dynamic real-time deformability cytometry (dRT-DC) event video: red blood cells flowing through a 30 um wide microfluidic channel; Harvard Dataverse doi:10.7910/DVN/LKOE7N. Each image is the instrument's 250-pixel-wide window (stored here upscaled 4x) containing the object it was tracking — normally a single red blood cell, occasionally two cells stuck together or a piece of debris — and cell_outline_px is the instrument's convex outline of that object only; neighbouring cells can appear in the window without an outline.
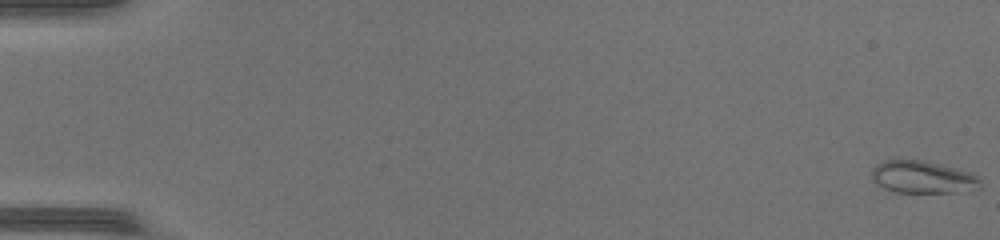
{"species": "common noctule bat (a hibernating species)", "species_latin": "Nyctalus noctula", "temperature_condition": "warm", "stored_images_in_passage": 49, "camera_frame_rate_fps": 3000, "um_per_image_px": 0.085, "animal": {"sex": "female", "body_mass_g": 17.0, "forearm_length_mm": 48.0}, "frame": {"image": 1, "passage_image": 1, "time_ms": 0.0, "image_size_px": [1000, 240], "cell_outline_px": [[980, 188], [956, 192], [896, 192], [884, 188], [876, 184], [872, 176], [872, 168], [876, 164], [884, 160], [916, 160], [968, 172], [980, 176]], "centroid_in_image_um": [78.39, 15.07], "position_along_channel_um": 6.6, "area_um2": 20.0}}
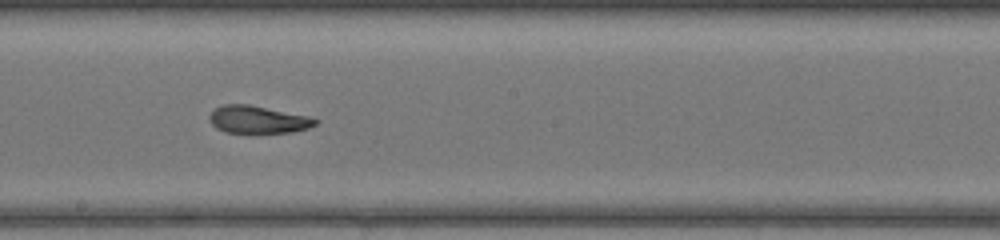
{"frame": {"image": 2, "passage_image": 29, "time_ms": 9.333, "image_size_px": [1000, 240], "cell_outline_px": [[320, 120], [316, 124], [308, 128], [292, 132], [256, 136], [252, 136], [224, 132], [216, 128], [208, 120], [208, 116], [216, 108], [224, 104], [248, 104], [308, 116]], "centroid_in_image_um": [21.9, 10.23], "position_along_channel_um": 226.3, "area_um2": 17.86}}
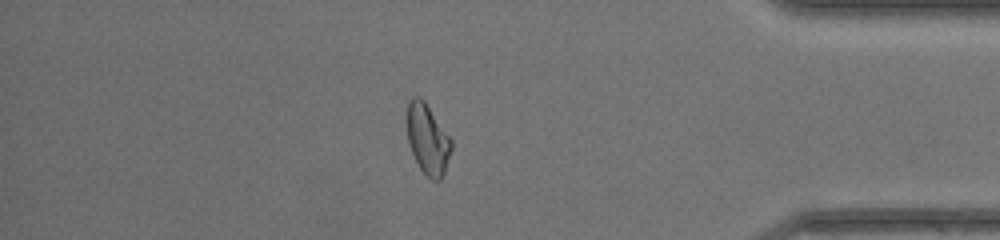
{"frame": {"image": 3, "passage_image": 43, "time_ms": 14.0, "image_size_px": [1000, 240], "cell_outline_px": [[452, 148], [444, 172], [440, 180], [432, 180], [420, 168], [408, 144], [404, 120], [408, 100], [416, 96], [420, 96], [424, 100], [452, 140]], "centroid_in_image_um": [36.3, 11.77], "position_along_channel_um": 398.9, "area_um2": 18.44}, "authors_computed_cell_mechanics": {"area_um2": 18.3804, "velocity_mm_per_s": 4.3395, "shape_relaxation_time_tau1_ms": 6.6203, "shape_relaxation_time_tau2_ms": 1.8322, "deformation_change_tau1": 0.2445, "deformation_change_tau2": 0.0701}}